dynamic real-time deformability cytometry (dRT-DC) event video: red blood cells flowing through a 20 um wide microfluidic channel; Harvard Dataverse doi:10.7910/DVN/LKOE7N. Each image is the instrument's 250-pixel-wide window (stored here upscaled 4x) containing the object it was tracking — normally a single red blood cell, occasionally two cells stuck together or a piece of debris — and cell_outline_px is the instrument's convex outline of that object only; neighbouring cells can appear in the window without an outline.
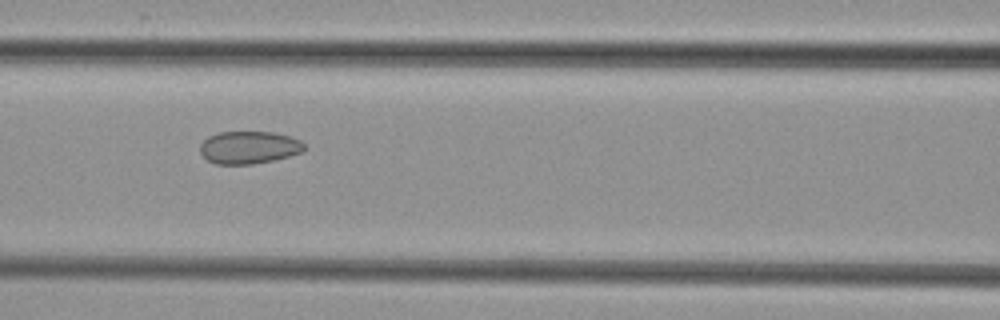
{"species": "common noctule bat (a hibernating species)", "species_latin": "Nyctalus noctula", "temperature_condition": "cold", "stored_images_in_passage": 6, "camera_frame_rate_fps": 3000, "um_per_image_px": 0.085, "animal": {"sex": "female", "body_mass_g": 29.2, "forearm_length_mm": 56.3}, "frame": {"image": 1, "passage_image": 5, "time_ms": 4.667, "image_size_px": [1000, 320], "cell_outline_px": [[304, 152], [276, 160], [252, 164], [216, 164], [208, 160], [200, 152], [200, 144], [208, 136], [220, 132], [272, 132], [288, 136], [300, 140], [304, 144]], "centroid_in_image_um": [21.17, 12.54], "position_along_channel_um": 145.4, "area_um2": 19.83}}
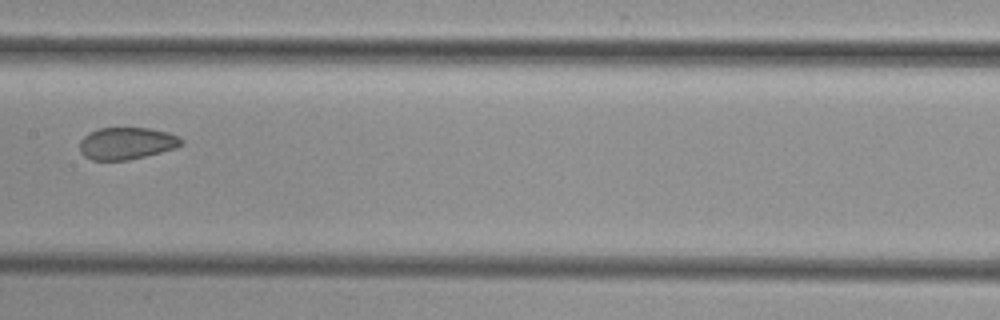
{"frame": {"image": 2, "passage_image": 6, "time_ms": 6.0, "image_size_px": [1000, 320], "cell_outline_px": [[184, 144], [176, 148], [128, 160], [92, 160], [84, 156], [80, 152], [80, 140], [88, 132], [100, 128], [148, 128], [168, 132], [184, 140]], "centroid_in_image_um": [10.75, 12.18], "position_along_channel_um": 196.6, "area_um2": 19.02}}